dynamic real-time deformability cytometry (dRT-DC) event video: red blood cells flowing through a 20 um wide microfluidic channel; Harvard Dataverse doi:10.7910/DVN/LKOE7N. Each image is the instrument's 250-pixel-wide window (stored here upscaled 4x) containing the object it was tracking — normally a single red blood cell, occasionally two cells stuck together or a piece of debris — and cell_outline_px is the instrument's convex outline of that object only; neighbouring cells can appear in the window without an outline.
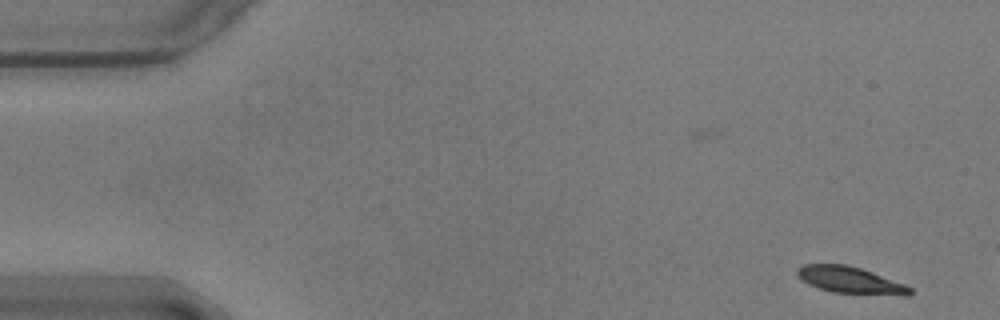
{"species": "common noctule bat (a hibernating species)", "species_latin": "Nyctalus noctula", "temperature_condition": "warm", "stored_images_in_passage": 10, "camera_frame_rate_fps": 3000, "um_per_image_px": 0.085, "animal": {"sex": "male", "body_mass_g": 17.9}, "frame": {"image": 1, "passage_image": 1, "time_ms": 0.0, "image_size_px": [1000, 320], "cell_outline_px": [[912, 292], [908, 296], [832, 292], [808, 284], [796, 272], [796, 268], [804, 264], [844, 264], [860, 268], [872, 272], [904, 284], [912, 288]], "centroid_in_image_um": [72.29, 23.81], "position_along_channel_um": 12.7, "area_um2": 17.34}}